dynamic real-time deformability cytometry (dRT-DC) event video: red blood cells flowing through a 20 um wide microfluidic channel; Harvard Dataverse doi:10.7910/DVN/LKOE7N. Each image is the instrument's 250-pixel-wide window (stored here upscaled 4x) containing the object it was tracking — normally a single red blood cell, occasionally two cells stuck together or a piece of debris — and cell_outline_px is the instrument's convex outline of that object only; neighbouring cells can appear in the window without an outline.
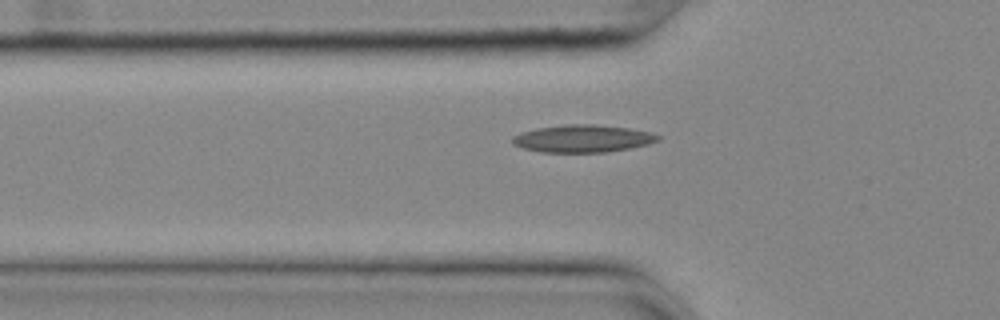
{"species": "common noctule bat (a hibernating species)", "species_latin": "Nyctalus noctula", "temperature_condition": "cold", "stored_images_in_passage": 35, "camera_frame_rate_fps": 3000, "um_per_image_px": 0.085, "animal": {"sex": "female", "body_mass_g": 25.1}, "frame": {"image": 1, "passage_image": 3, "time_ms": 0.667, "image_size_px": [1000, 320], "cell_outline_px": [[660, 140], [648, 144], [628, 148], [604, 152], [540, 152], [524, 148], [512, 144], [512, 136], [520, 132], [536, 128], [564, 124], [596, 124], [628, 128], [652, 132], [660, 136]], "centroid_in_image_um": [49.51, 11.77], "position_along_channel_um": 76.3, "area_um2": 23.35}}
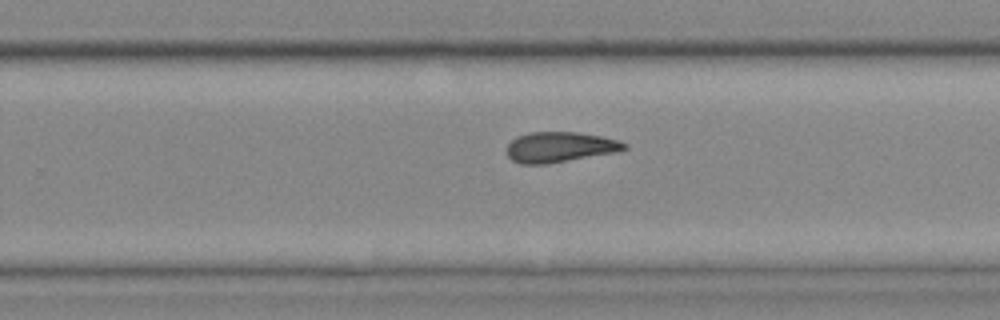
{"frame": {"image": 2, "passage_image": 20, "time_ms": 6.333, "image_size_px": [1000, 320], "cell_outline_px": [[628, 148], [616, 152], [548, 164], [520, 164], [512, 160], [508, 156], [508, 144], [516, 136], [532, 132], [576, 132], [600, 136], [620, 140], [628, 144]], "centroid_in_image_um": [47.6, 12.5], "position_along_channel_um": 282.2, "area_um2": 20.81}}
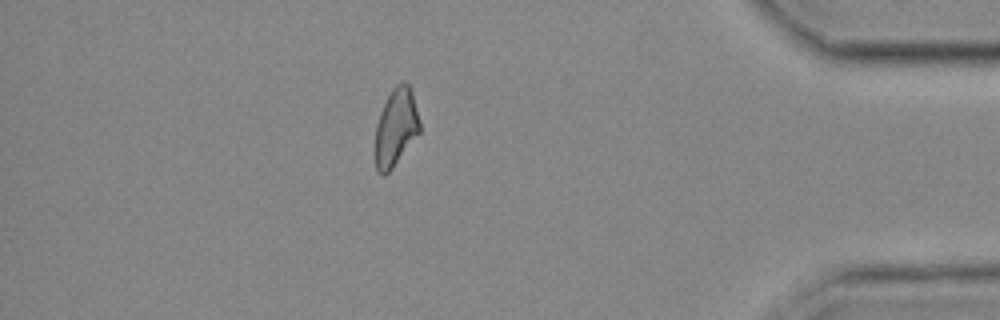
{"frame": {"image": 3, "passage_image": 33, "time_ms": 10.667, "image_size_px": [1000, 320], "cell_outline_px": [[420, 132], [392, 168], [384, 176], [376, 168], [376, 124], [380, 112], [392, 88], [400, 80], [404, 80], [408, 84], [412, 92], [420, 124]], "centroid_in_image_um": [33.66, 10.78], "position_along_channel_um": 401.5, "area_um2": 19.83}, "authors_computed_cell_mechanics": {"area_um2": 20.8658, "velocity_mm_per_s": 3.6329, "shape_relaxation_time_tau1_ms": null, "shape_relaxation_time_tau2_ms": 4.2268, "deformation_change_tau1": null, "deformation_change_tau2": 0.1191}}